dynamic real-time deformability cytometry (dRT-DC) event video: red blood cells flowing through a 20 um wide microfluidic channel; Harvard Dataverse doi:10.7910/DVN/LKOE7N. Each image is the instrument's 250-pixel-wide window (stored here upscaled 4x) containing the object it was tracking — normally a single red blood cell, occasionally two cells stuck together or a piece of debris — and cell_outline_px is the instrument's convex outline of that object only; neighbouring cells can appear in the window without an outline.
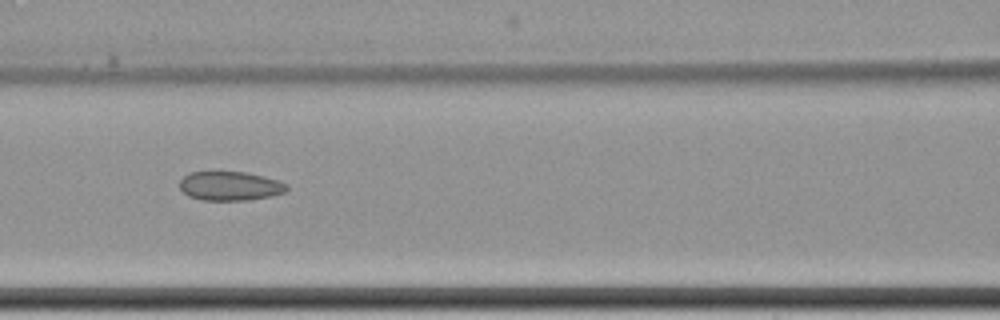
{"species": "common noctule bat (a hibernating species)", "species_latin": "Nyctalus noctula", "temperature_condition": "cold", "stored_images_in_passage": 9, "camera_frame_rate_fps": 3000, "um_per_image_px": 0.085, "animal": {"sex": "female", "body_mass_g": 22.7, "forearm_length_mm": 54.2}, "frame": {"image": 1, "passage_image": 6, "time_ms": 6.0, "image_size_px": [1000, 320], "cell_outline_px": [[288, 188], [284, 192], [268, 196], [248, 200], [200, 200], [188, 196], [180, 188], [180, 180], [184, 176], [192, 172], [248, 172], [264, 176], [288, 184]], "centroid_in_image_um": [19.54, 15.81], "position_along_channel_um": 147.1, "area_um2": 18.03}}
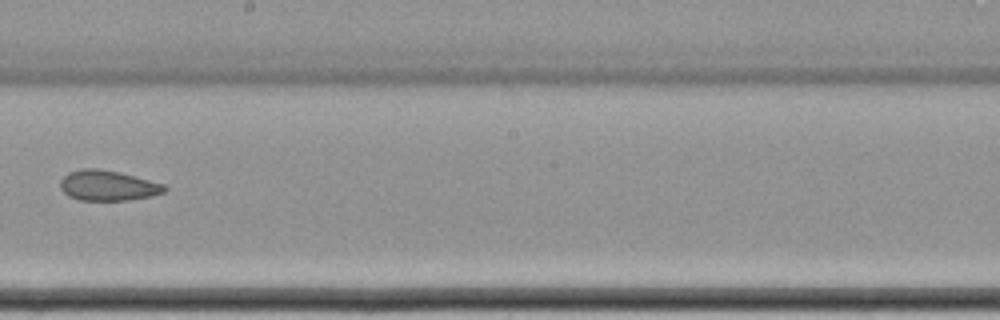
{"frame": {"image": 2, "passage_image": 8, "time_ms": 8.667, "image_size_px": [1000, 320], "cell_outline_px": [[168, 188], [164, 192], [152, 196], [128, 200], [80, 200], [68, 196], [60, 188], [60, 180], [68, 172], [84, 168], [100, 168], [120, 172], [164, 184]], "centroid_in_image_um": [9.16, 15.76], "position_along_channel_um": 239.0, "area_um2": 18.5}}
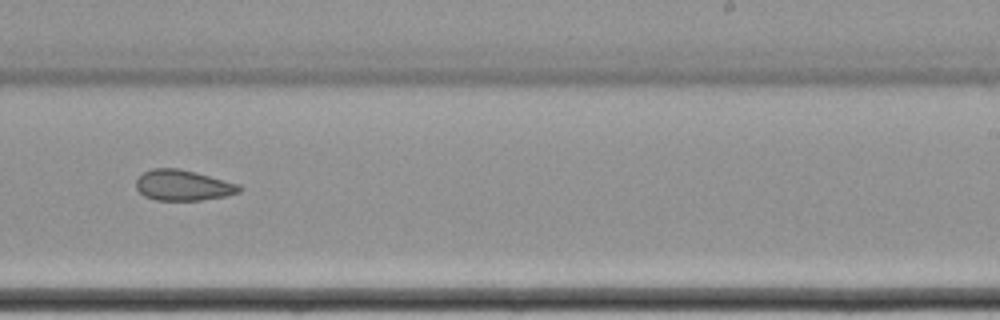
{"frame": {"image": 3, "passage_image": 9, "time_ms": 9.667, "image_size_px": [1000, 320], "cell_outline_px": [[244, 188], [240, 192], [224, 196], [200, 200], [156, 200], [144, 196], [136, 188], [136, 180], [144, 172], [152, 168], [180, 168], [196, 172], [240, 184]], "centroid_in_image_um": [15.58, 15.74], "position_along_channel_um": 273.4, "area_um2": 18.5}}